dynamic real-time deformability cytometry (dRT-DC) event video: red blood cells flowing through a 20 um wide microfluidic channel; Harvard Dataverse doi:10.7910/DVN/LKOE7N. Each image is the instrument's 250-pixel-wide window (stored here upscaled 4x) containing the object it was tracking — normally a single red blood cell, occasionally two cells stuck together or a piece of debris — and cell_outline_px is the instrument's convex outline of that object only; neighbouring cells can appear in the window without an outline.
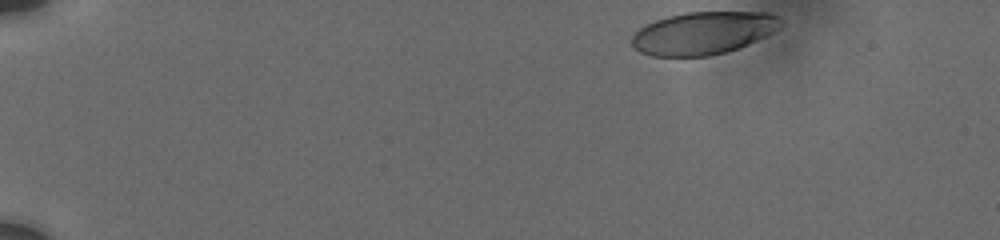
{"species": "human", "species_latin": "Homo sapiens", "temperature_condition": "cold", "stored_images_in_passage": 6, "camera_frame_rate_fps": 3000, "um_per_image_px": 0.085, "donor": {"sex": "male"}, "frame": {"image": 1, "passage_image": 1, "time_ms": 0.0, "image_size_px": [1000, 240], "cell_outline_px": [[784, 24], [780, 28], [764, 36], [736, 48], [724, 52], [708, 56], [652, 56], [640, 52], [632, 44], [632, 36], [640, 28], [656, 20], [668, 16], [688, 12], [768, 12], [780, 16], [784, 20]], "centroid_in_image_um": [59.81, 2.79], "position_along_channel_um": 25.2, "area_um2": 36.76}}
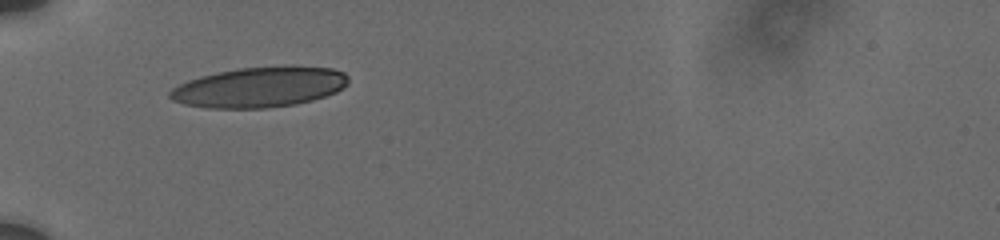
{"frame": {"image": 2, "passage_image": 5, "time_ms": 4.0, "image_size_px": [1000, 240], "cell_outline_px": [[348, 84], [336, 92], [312, 100], [296, 104], [264, 108], [208, 108], [184, 104], [172, 100], [168, 96], [168, 92], [172, 88], [188, 80], [200, 76], [216, 72], [240, 68], [284, 64], [292, 64], [332, 68], [344, 72], [348, 76]], "centroid_in_image_um": [22.08, 7.38], "position_along_channel_um": 62.9, "area_um2": 42.6}}